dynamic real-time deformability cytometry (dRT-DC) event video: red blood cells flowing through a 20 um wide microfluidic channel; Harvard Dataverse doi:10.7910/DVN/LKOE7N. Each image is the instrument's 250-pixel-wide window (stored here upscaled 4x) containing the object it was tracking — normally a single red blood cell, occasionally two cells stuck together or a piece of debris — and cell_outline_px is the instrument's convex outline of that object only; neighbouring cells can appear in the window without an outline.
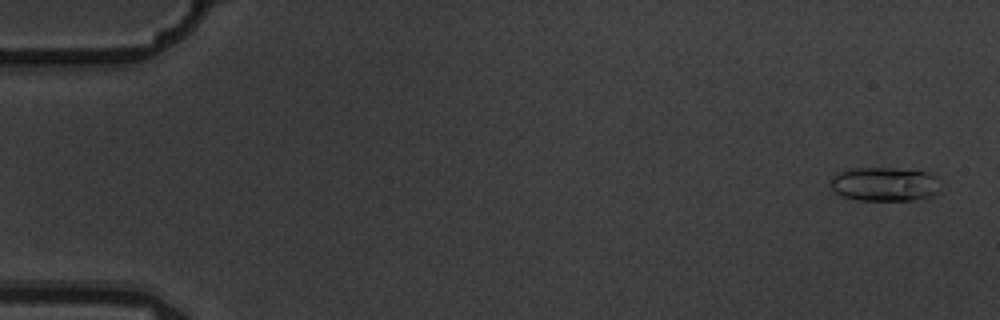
{"species": "common noctule bat (a hibernating species)", "species_latin": "Nyctalus noctula", "temperature_condition": "warm", "stored_images_in_passage": 6, "camera_frame_rate_fps": 3000, "um_per_image_px": 0.085, "animal": {"sex": "male", "body_mass_g": 19.5, "forearm_length_mm": 54.6}, "frame": {"image": 1, "passage_image": 1, "time_ms": 0.0, "image_size_px": [1000, 320], "cell_outline_px": [[940, 192], [932, 196], [912, 200], [856, 200], [840, 196], [832, 188], [828, 180], [836, 172], [852, 168], [892, 168], [924, 172], [936, 176]], "centroid_in_image_um": [75.13, 15.66], "position_along_channel_um": 9.9, "area_um2": 21.96}}
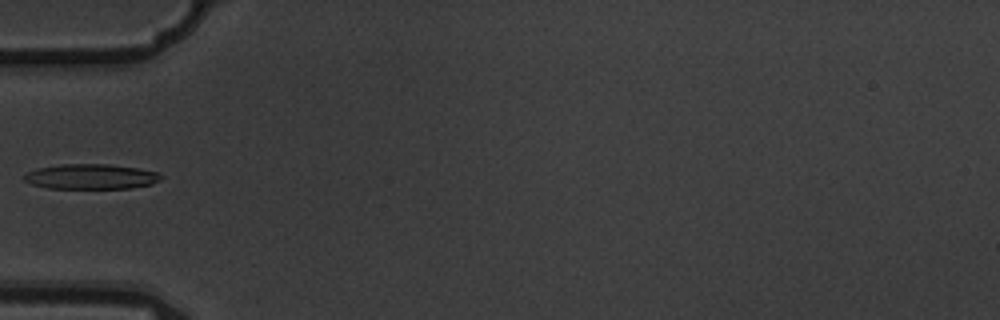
{"frame": {"image": 2, "passage_image": 6, "time_ms": 1.667, "image_size_px": [1000, 320], "cell_outline_px": [[160, 180], [152, 184], [132, 188], [48, 188], [32, 184], [24, 180], [24, 176], [28, 172], [36, 168], [64, 164], [108, 164], [140, 168], [156, 172], [160, 176]], "centroid_in_image_um": [7.74, 15.01], "position_along_channel_um": 77.3, "area_um2": 19.88}}